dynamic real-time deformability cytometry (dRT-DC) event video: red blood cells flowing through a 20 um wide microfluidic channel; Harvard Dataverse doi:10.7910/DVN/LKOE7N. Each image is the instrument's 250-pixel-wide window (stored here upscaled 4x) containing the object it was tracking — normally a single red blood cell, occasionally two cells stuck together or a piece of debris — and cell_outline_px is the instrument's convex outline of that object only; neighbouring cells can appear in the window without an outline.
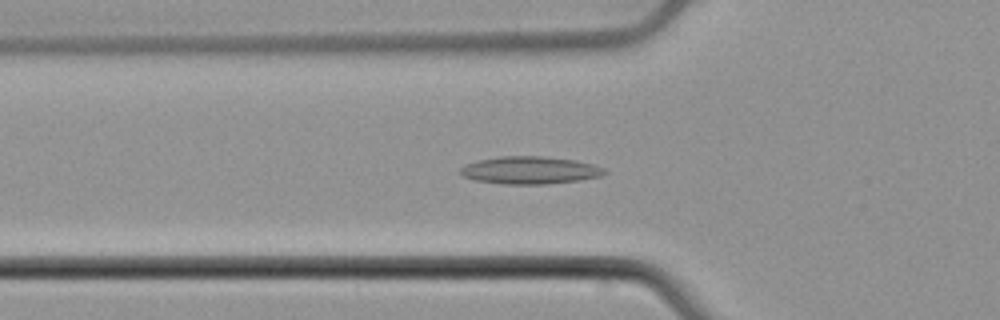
{"species": "common noctule bat (a hibernating species)", "species_latin": "Nyctalus noctula", "temperature_condition": "cold", "stored_images_in_passage": 55, "camera_frame_rate_fps": 3000, "um_per_image_px": 0.085, "animal": {"sex": "male", "body_mass_g": 21.5, "forearm_length_mm": 52.0}, "frame": {"image": 1, "passage_image": 19, "time_ms": 6.0, "image_size_px": [1000, 320], "cell_outline_px": [[608, 172], [600, 176], [580, 180], [548, 184], [504, 184], [476, 180], [464, 176], [460, 172], [460, 168], [464, 164], [480, 160], [500, 156], [544, 156], [576, 160], [592, 164], [604, 168]], "centroid_in_image_um": [45.06, 14.46], "position_along_channel_um": 80.7, "area_um2": 23.12}}
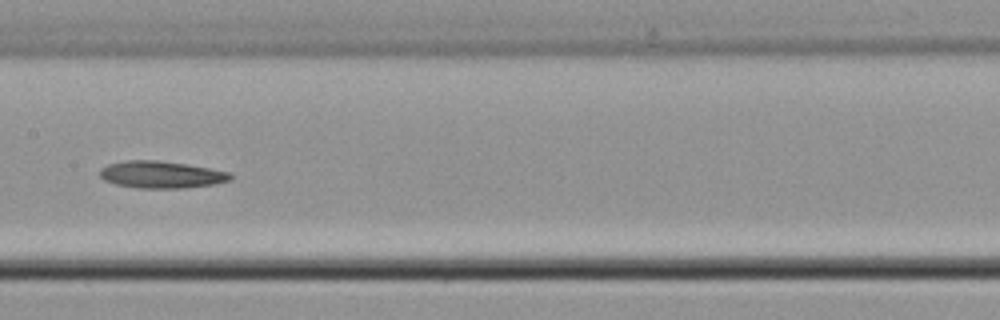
{"frame": {"image": 2, "passage_image": 28, "time_ms": 9.0, "image_size_px": [1000, 320], "cell_outline_px": [[232, 180], [212, 184], [184, 188], [136, 188], [116, 184], [104, 180], [100, 176], [100, 168], [108, 164], [128, 160], [156, 160], [188, 164], [228, 172], [232, 176]], "centroid_in_image_um": [13.68, 14.84], "position_along_channel_um": 193.7, "area_um2": 20.52}}
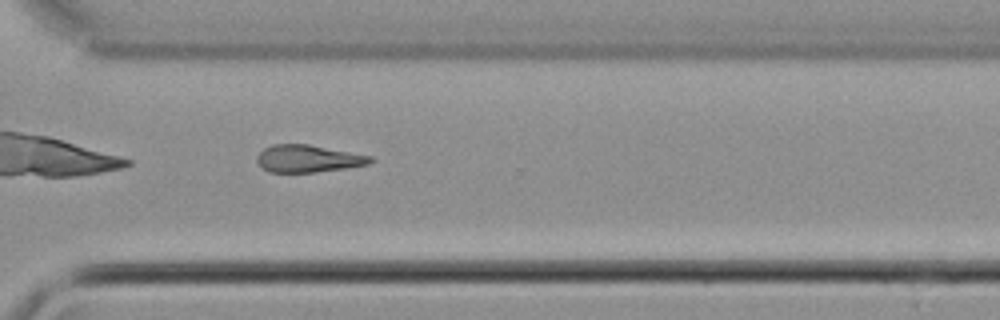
{"frame": {"image": 3, "passage_image": 39, "time_ms": 12.667, "image_size_px": [1000, 320], "cell_outline_px": [[376, 160], [368, 164], [344, 168], [312, 172], [268, 172], [260, 168], [256, 160], [256, 156], [264, 148], [272, 144], [308, 144], [372, 156]], "centroid_in_image_um": [26.15, 13.48], "position_along_channel_um": 344.5, "area_um2": 18.09}}